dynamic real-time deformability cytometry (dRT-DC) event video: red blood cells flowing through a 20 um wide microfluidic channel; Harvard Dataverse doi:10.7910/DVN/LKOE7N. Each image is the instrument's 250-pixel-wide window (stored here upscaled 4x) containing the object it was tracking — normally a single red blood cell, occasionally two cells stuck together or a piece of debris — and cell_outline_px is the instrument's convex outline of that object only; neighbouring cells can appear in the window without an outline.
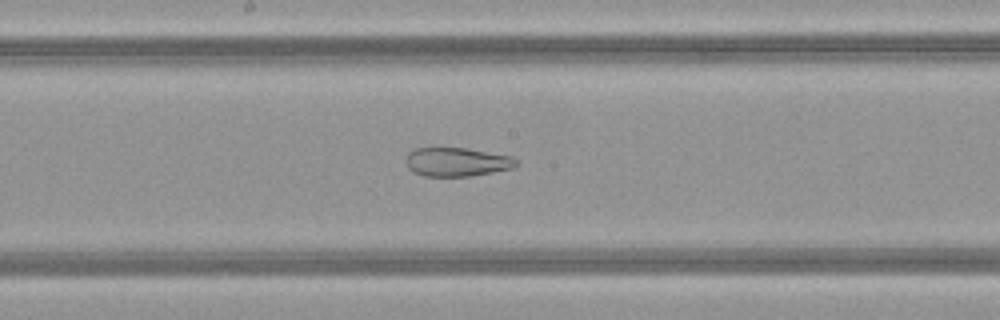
{"species": "common noctule bat (a hibernating species)", "species_latin": "Nyctalus noctula", "temperature_condition": "warm", "stored_images_in_passage": 40, "camera_frame_rate_fps": 3000, "um_per_image_px": 0.085, "animal": {"sex": "female", "body_mass_g": 21.9}, "frame": {"image": 1, "passage_image": 17, "time_ms": 5.333, "image_size_px": [1000, 320], "cell_outline_px": [[516, 168], [472, 176], [424, 176], [412, 172], [408, 168], [408, 152], [412, 148], [468, 148], [512, 156], [516, 160]], "centroid_in_image_um": [38.86, 13.77], "position_along_channel_um": 209.3, "area_um2": 18.61}}
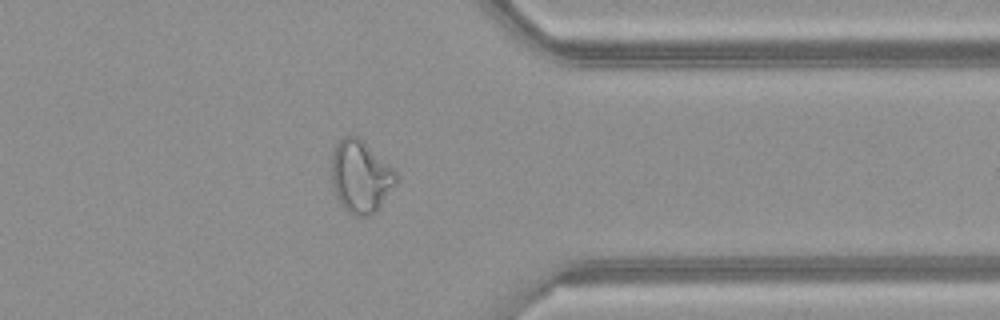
{"frame": {"image": 2, "passage_image": 30, "time_ms": 9.667, "image_size_px": [1000, 320], "cell_outline_px": [[400, 180], [376, 212], [368, 216], [352, 216], [344, 208], [336, 196], [332, 188], [332, 152], [336, 144], [344, 136], [352, 132], [360, 136], [396, 168], [400, 176]], "centroid_in_image_um": [30.71, 14.96], "position_along_channel_um": 380.7, "area_um2": 28.44}}
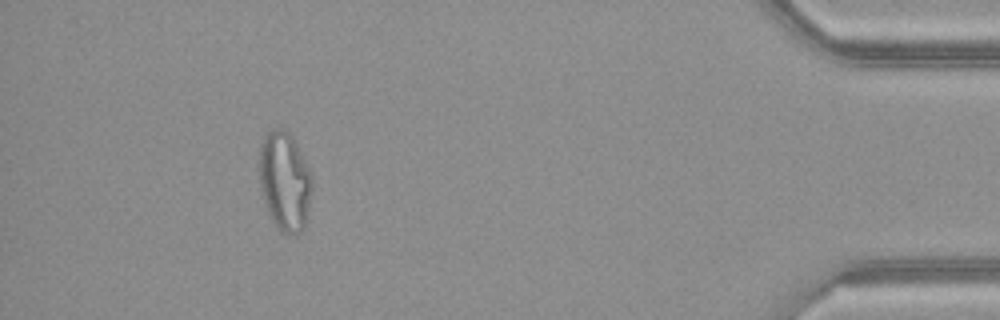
{"frame": {"image": 3, "passage_image": 36, "time_ms": 11.667, "image_size_px": [1000, 320], "cell_outline_px": [[312, 188], [304, 228], [300, 232], [288, 236], [276, 228], [268, 212], [260, 188], [260, 144], [264, 136], [272, 128], [284, 128], [292, 136], [312, 176]], "centroid_in_image_um": [24.19, 15.42], "position_along_channel_um": 411.0, "area_um2": 30.4}, "authors_computed_cell_mechanics": {"area_um2": 27.166, "velocity_mm_per_s": 4.1685, "shape_relaxation_time_tau1_ms": null, "shape_relaxation_time_tau2_ms": 1.7192, "deformation_change_tau1": null, "deformation_change_tau2": 0.098}}